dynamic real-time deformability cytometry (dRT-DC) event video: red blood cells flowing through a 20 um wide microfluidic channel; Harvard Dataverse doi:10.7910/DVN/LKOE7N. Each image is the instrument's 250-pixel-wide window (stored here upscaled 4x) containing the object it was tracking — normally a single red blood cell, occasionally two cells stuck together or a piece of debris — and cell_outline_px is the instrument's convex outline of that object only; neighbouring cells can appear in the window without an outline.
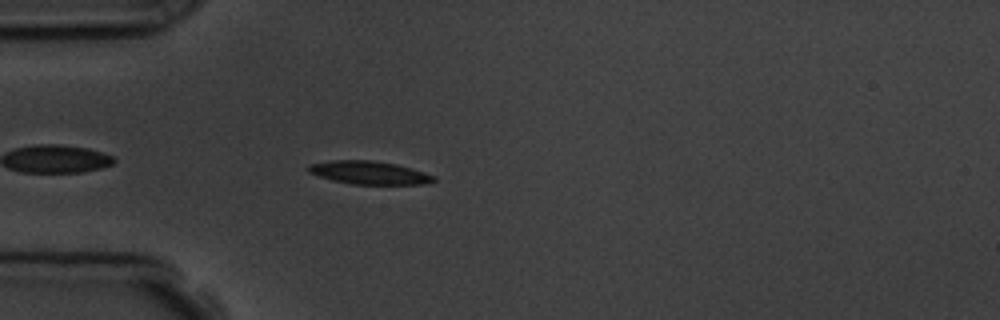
{"species": "common noctule bat (a hibernating species)", "species_latin": "Nyctalus noctula", "temperature_condition": "room temperature", "stored_images_in_passage": 5, "camera_frame_rate_fps": 3000, "um_per_image_px": 0.085, "animal": {"sex": "male", "body_mass_g": 19.5, "forearm_length_mm": 54.6}, "frame": {"image": 1, "passage_image": 5, "time_ms": 4.667, "image_size_px": [1000, 320], "cell_outline_px": [[436, 180], [428, 184], [352, 184], [332, 180], [308, 172], [304, 168], [312, 164], [332, 160], [372, 160], [396, 164], [424, 172], [436, 176]], "centroid_in_image_um": [31.39, 14.68], "position_along_channel_um": 53.6, "area_um2": 16.88}}